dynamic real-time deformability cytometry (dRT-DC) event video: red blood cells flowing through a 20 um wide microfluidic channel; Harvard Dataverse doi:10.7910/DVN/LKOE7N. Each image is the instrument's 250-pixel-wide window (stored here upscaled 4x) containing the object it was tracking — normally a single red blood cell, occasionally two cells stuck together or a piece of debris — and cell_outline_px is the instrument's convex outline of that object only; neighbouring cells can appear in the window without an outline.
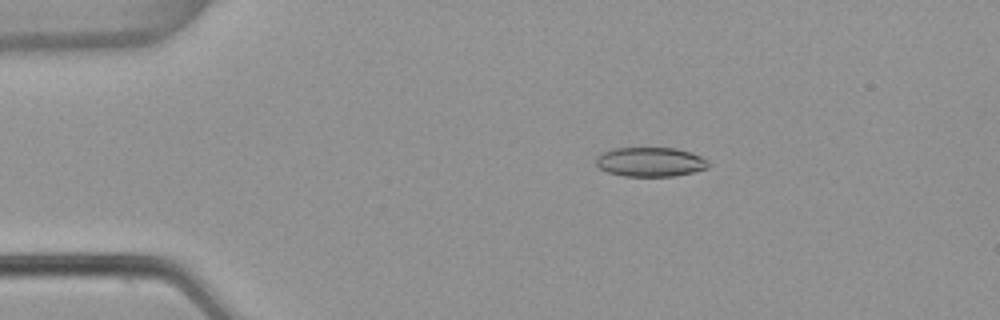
{"species": "common noctule bat (a hibernating species)", "species_latin": "Nyctalus noctula", "temperature_condition": "warm", "stored_images_in_passage": 53, "camera_frame_rate_fps": 3000, "um_per_image_px": 0.085, "animal": {"sex": "female", "body_mass_g": 22.7, "forearm_length_mm": 54.2}, "frame": {"image": 1, "passage_image": 10, "time_ms": 3.0, "image_size_px": [1000, 320], "cell_outline_px": [[708, 168], [676, 176], [624, 176], [608, 172], [600, 168], [596, 164], [596, 156], [612, 148], [676, 148], [692, 152], [708, 160]], "centroid_in_image_um": [55.28, 13.76], "position_along_channel_um": 29.7, "area_um2": 19.25}}
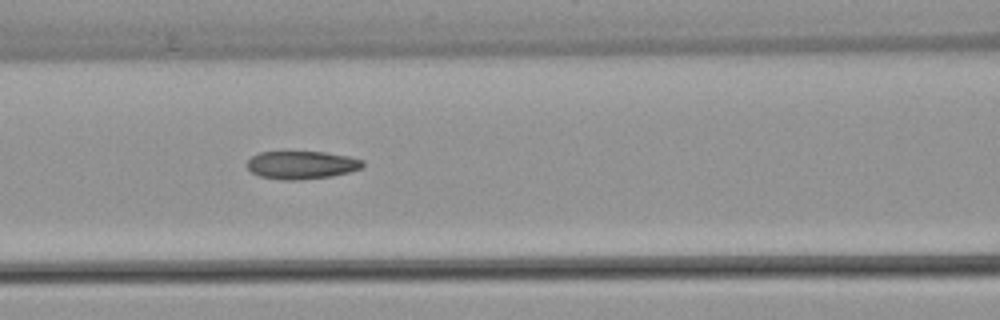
{"frame": {"image": 2, "passage_image": 23, "time_ms": 7.333, "image_size_px": [1000, 320], "cell_outline_px": [[364, 164], [360, 168], [348, 172], [332, 176], [300, 180], [284, 180], [260, 176], [252, 172], [244, 164], [252, 156], [260, 152], [324, 152], [348, 156], [364, 160]], "centroid_in_image_um": [25.62, 14.02], "position_along_channel_um": 141.0, "area_um2": 18.84}}
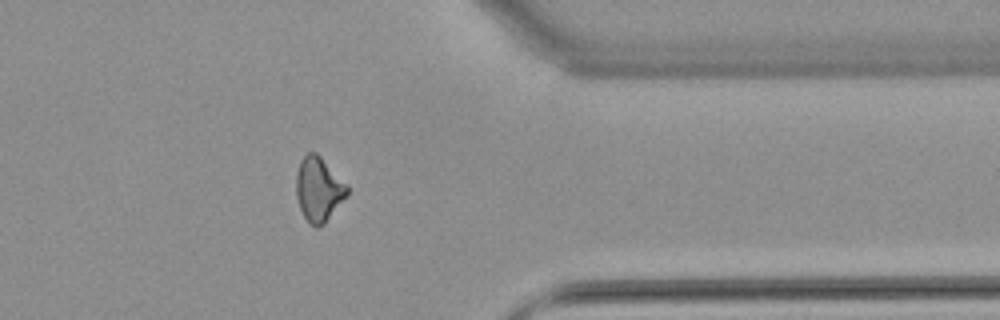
{"frame": {"image": 3, "passage_image": 43, "time_ms": 14.0, "image_size_px": [1000, 320], "cell_outline_px": [[348, 196], [324, 224], [316, 228], [304, 216], [300, 208], [296, 196], [296, 176], [300, 160], [308, 152], [316, 152], [348, 184]], "centroid_in_image_um": [27.11, 16.08], "position_along_channel_um": 384.3, "area_um2": 19.19}, "authors_computed_cell_mechanics": {"area_um2": 19.1896, "velocity_mm_per_s": 3.8475, "shape_relaxation_time_tau1_ms": null, "shape_relaxation_time_tau2_ms": 5.1363, "deformation_change_tau1": null, "deformation_change_tau2": 0.1178}}